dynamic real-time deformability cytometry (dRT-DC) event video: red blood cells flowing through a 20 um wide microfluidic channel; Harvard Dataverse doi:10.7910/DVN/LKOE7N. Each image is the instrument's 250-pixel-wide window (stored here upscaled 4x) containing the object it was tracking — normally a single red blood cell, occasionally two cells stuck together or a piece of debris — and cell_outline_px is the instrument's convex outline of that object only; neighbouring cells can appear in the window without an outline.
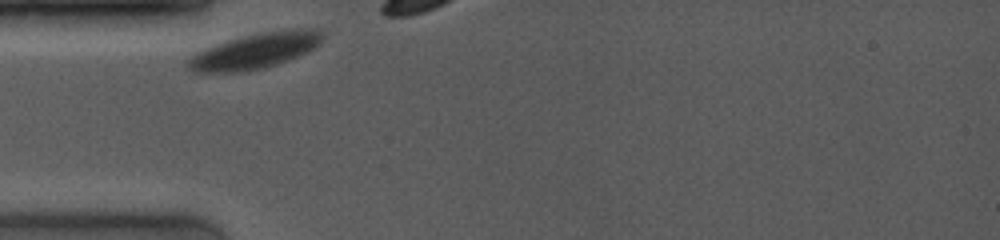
{"species": "common noctule bat (a hibernating species)", "species_latin": "Nyctalus noctula", "temperature_condition": "room temperature", "stored_images_in_passage": 6, "camera_frame_rate_fps": 4000, "um_per_image_px": 0.085, "animal": {"sex": "female", "body_mass_g": 19.0, "forearm_length_mm": 53.3}, "frame": {"image": 1, "passage_image": 1, "time_ms": 0.0, "image_size_px": [1000, 240], "cell_outline_px": [[324, 36], [320, 44], [296, 56], [276, 64], [264, 68], [240, 72], [196, 72], [188, 68], [188, 56], [196, 52], [228, 40], [260, 32], [292, 28], [320, 28]], "centroid_in_image_um": [21.7, 4.3], "position_along_channel_um": 63.3, "area_um2": 27.69}}